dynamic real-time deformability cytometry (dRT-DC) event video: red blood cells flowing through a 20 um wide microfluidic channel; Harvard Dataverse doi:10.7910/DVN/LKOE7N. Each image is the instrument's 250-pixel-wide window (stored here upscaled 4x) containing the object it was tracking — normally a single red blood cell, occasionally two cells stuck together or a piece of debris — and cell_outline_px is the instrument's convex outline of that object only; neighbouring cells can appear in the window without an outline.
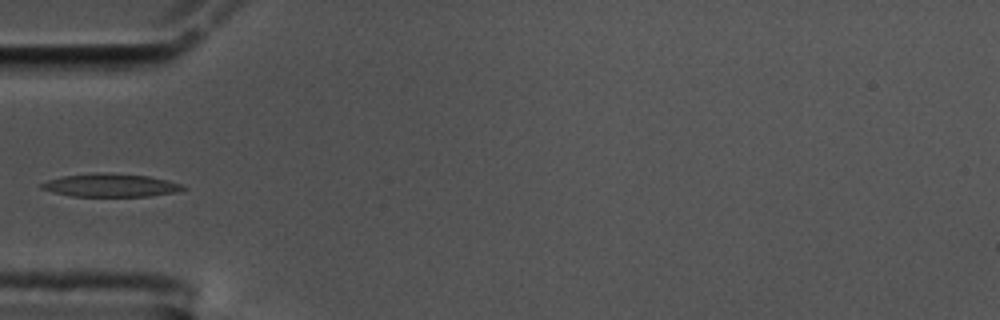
{"species": "common noctule bat (a hibernating species)", "species_latin": "Nyctalus noctula", "temperature_condition": "cold", "stored_images_in_passage": 25, "camera_frame_rate_fps": 3000, "um_per_image_px": 0.085, "animal": {"sex": "male", "body_mass_g": 17.5, "forearm_length_mm": 52.3}, "frame": {"image": 1, "passage_image": 1, "time_ms": 0.0, "image_size_px": [1000, 320], "cell_outline_px": [[188, 188], [176, 192], [148, 196], [72, 196], [52, 192], [40, 188], [40, 184], [48, 180], [64, 176], [92, 172], [108, 172], [148, 176], [168, 180], [180, 184]], "centroid_in_image_um": [9.39, 15.74], "position_along_channel_um": 75.6, "area_um2": 19.13}}